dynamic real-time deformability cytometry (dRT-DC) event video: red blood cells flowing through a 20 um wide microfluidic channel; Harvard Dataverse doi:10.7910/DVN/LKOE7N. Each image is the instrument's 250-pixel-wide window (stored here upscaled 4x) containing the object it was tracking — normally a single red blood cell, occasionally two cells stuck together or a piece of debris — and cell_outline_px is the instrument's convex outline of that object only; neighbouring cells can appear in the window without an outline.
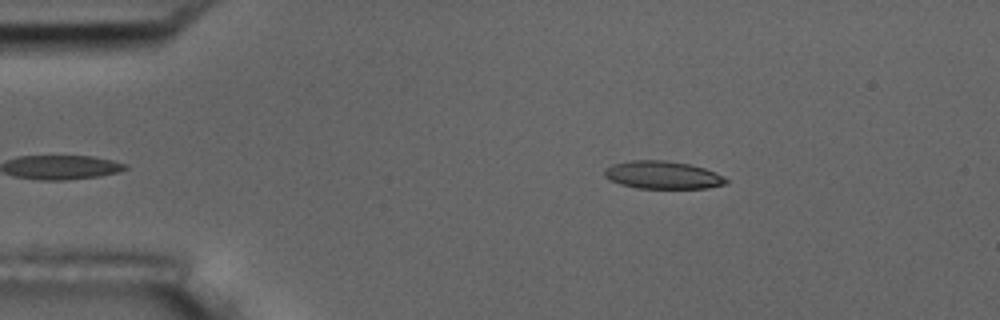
{"species": "common noctule bat (a hibernating species)", "species_latin": "Nyctalus noctula", "temperature_condition": "room temperature", "stored_images_in_passage": 41, "camera_frame_rate_fps": 3000, "um_per_image_px": 0.085, "animal": {"sex": "male", "body_mass_g": 17.5, "forearm_length_mm": 52.3}, "frame": {"image": 1, "passage_image": 3, "time_ms": 0.667, "image_size_px": [1000, 320], "cell_outline_px": [[728, 184], [708, 188], [636, 188], [620, 184], [604, 176], [604, 168], [612, 164], [632, 160], [664, 160], [688, 164], [704, 168], [716, 172], [724, 176], [728, 180]], "centroid_in_image_um": [56.35, 14.88], "position_along_channel_um": 28.7, "area_um2": 19.77}}
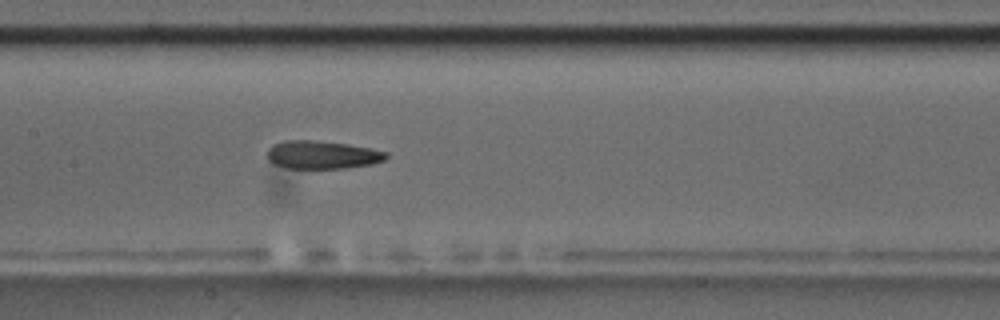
{"frame": {"image": 2, "passage_image": 20, "time_ms": 6.333, "image_size_px": [1000, 320], "cell_outline_px": [[388, 156], [384, 160], [372, 164], [344, 168], [288, 168], [272, 164], [268, 160], [268, 148], [272, 144], [284, 140], [312, 140], [348, 144], [372, 148], [388, 152]], "centroid_in_image_um": [27.38, 13.15], "position_along_channel_um": 180.0, "area_um2": 19.59}}
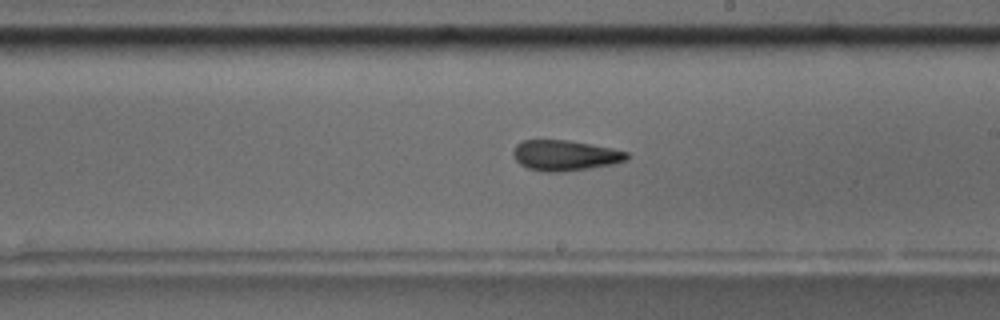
{"frame": {"image": 3, "passage_image": 25, "time_ms": 8.0, "image_size_px": [1000, 320], "cell_outline_px": [[628, 156], [624, 160], [612, 164], [560, 172], [548, 172], [528, 168], [520, 164], [512, 156], [512, 152], [516, 144], [524, 140], [568, 140], [612, 148], [628, 152]], "centroid_in_image_um": [47.97, 13.2], "position_along_channel_um": 241.0, "area_um2": 19.94}, "authors_computed_cell_mechanics": {"area_um2": 19.8832, "velocity_mm_per_s": 3.6738, "shape_relaxation_time_tau1_ms": 6.7177, "shape_relaxation_time_tau2_ms": 3.7689, "deformation_change_tau1": 0.1679, "deformation_change_tau2": 0.1242}}